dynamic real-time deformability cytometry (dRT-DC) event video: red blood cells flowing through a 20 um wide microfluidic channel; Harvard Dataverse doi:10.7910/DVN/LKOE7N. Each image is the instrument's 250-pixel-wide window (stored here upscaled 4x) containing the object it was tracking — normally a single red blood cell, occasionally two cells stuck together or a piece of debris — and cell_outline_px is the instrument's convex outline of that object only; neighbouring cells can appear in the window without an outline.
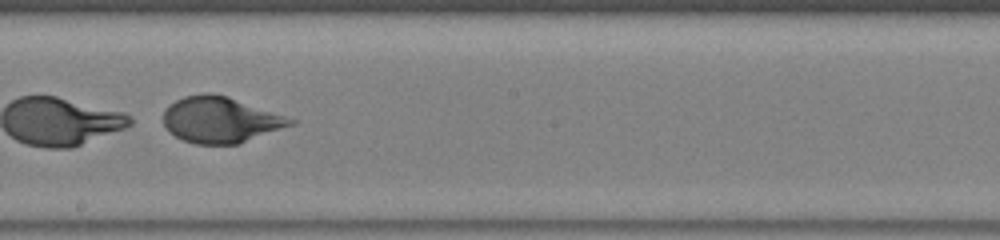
{"species": "human", "species_latin": "Homo sapiens", "temperature_condition": "warm", "stored_images_in_passage": 47, "segment_of_instrument_passage": [2, 2], "camera_frame_rate_fps": 3000, "um_per_image_px": 0.085, "donor": {"sex": "male"}, "frame": {"image": 1, "passage_image": 27, "time_ms": 8.667, "image_size_px": [1000, 240], "cell_outline_px": [[296, 124], [240, 144], [196, 144], [184, 140], [176, 136], [164, 124], [164, 112], [176, 100], [184, 96], [204, 92], [212, 92], [228, 96], [296, 120]], "centroid_in_image_um": [18.78, 10.18], "position_along_channel_um": 229.4, "area_um2": 33.87}}
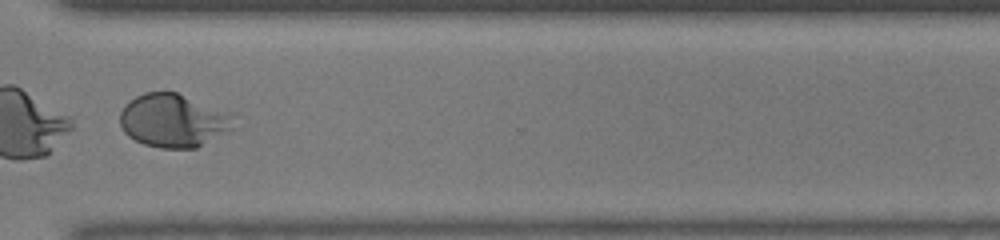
{"frame": {"image": 2, "passage_image": 36, "time_ms": 11.667, "image_size_px": [1000, 240], "cell_outline_px": [[236, 116], [232, 128], [196, 148], [160, 148], [144, 144], [128, 136], [124, 132], [120, 124], [120, 112], [124, 104], [136, 96], [144, 92], [176, 92], [236, 112]], "centroid_in_image_um": [14.77, 10.22], "position_along_channel_um": 355.8, "area_um2": 35.84}}